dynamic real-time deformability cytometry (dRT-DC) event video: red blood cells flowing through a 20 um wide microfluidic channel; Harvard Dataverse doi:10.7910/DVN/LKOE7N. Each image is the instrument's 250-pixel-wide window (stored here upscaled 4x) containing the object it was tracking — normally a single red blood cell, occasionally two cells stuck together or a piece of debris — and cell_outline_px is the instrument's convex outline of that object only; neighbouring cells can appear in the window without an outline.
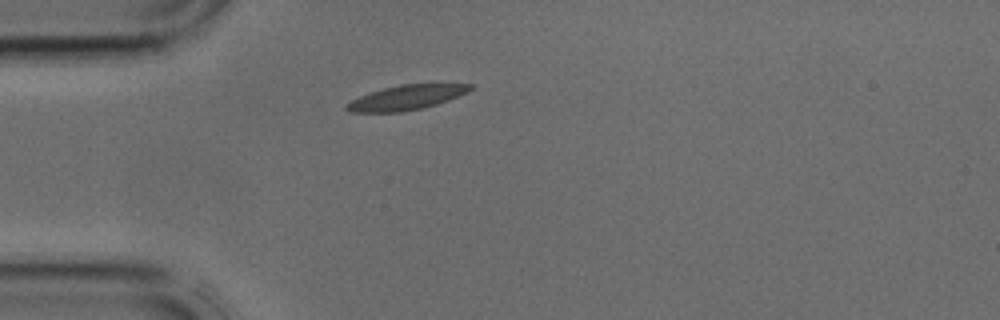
{"species": "common noctule bat (a hibernating species)", "species_latin": "Nyctalus noctula", "temperature_condition": "cold", "stored_images_in_passage": 1, "camera_frame_rate_fps": 3000, "um_per_image_px": 0.085, "animal": {"sex": "male", "body_mass_g": 17.9, "forearm_length_mm": 54.2}, "frame": {"image": 1, "passage_image": 1, "time_ms": 0.0, "image_size_px": [1000, 320], "cell_outline_px": [[476, 84], [468, 92], [448, 100], [436, 104], [420, 108], [400, 112], [348, 112], [344, 108], [344, 104], [360, 96], [384, 88], [400, 84]], "centroid_in_image_um": [34.52, 8.29], "position_along_channel_um": 50.5, "area_um2": 17.63}}